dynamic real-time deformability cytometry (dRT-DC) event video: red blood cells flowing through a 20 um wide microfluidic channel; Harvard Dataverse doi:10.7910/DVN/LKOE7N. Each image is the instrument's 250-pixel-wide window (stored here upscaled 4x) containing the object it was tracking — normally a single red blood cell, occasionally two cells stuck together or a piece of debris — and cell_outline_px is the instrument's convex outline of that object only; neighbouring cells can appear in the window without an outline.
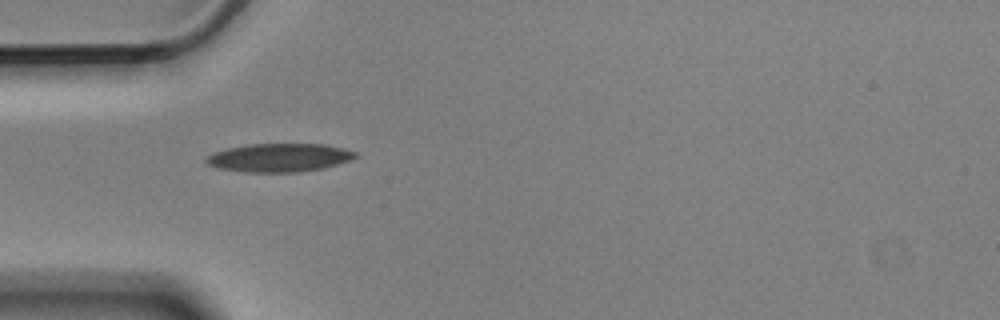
{"species": "Egyptian fruit bat (a non-hibernating species)", "species_latin": "Rousettus aegyptiacus", "temperature_condition": "cold", "stored_images_in_passage": 7, "camera_frame_rate_fps": 3000, "um_per_image_px": 0.085, "animal": {"sex": "male"}, "frame": {"image": 1, "passage_image": 1, "time_ms": 0.0, "image_size_px": [1000, 320], "cell_outline_px": [[360, 156], [324, 168], [296, 172], [244, 172], [216, 168], [208, 164], [204, 160], [212, 152], [228, 148], [252, 144], [324, 144], [344, 148], [356, 152]], "centroid_in_image_um": [23.72, 13.4], "position_along_channel_um": 61.3, "area_um2": 24.68}}
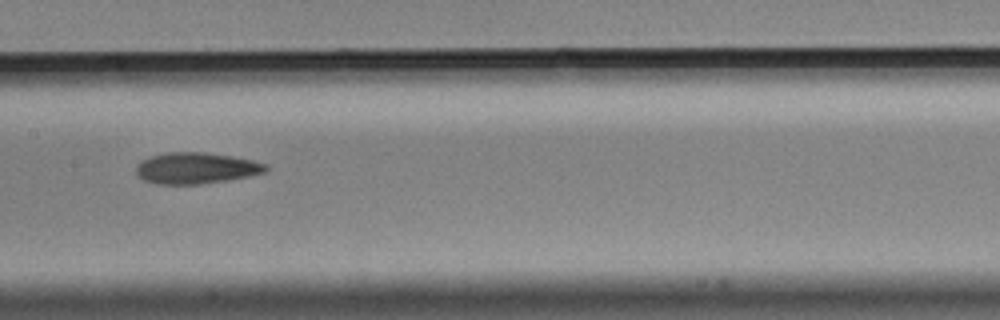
{"frame": {"image": 2, "passage_image": 4, "time_ms": 1.0, "image_size_px": [1000, 320], "cell_outline_px": [[268, 172], [228, 180], [200, 184], [156, 184], [144, 180], [136, 172], [136, 168], [140, 160], [152, 156], [168, 152], [204, 152], [252, 160], [268, 164]], "centroid_in_image_um": [16.68, 14.29], "position_along_channel_um": 190.7, "area_um2": 23.52}}
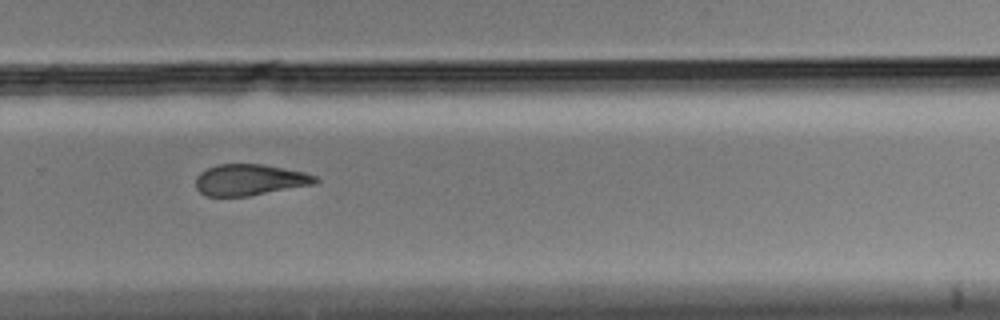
{"frame": {"image": 3, "passage_image": 7, "time_ms": 2.0, "image_size_px": [1000, 320], "cell_outline_px": [[320, 180], [316, 184], [248, 196], [204, 196], [196, 188], [196, 176], [200, 172], [208, 168], [220, 164], [264, 164], [304, 172], [316, 176]], "centroid_in_image_um": [21.24, 15.29], "position_along_channel_um": 308.6, "area_um2": 21.85}}